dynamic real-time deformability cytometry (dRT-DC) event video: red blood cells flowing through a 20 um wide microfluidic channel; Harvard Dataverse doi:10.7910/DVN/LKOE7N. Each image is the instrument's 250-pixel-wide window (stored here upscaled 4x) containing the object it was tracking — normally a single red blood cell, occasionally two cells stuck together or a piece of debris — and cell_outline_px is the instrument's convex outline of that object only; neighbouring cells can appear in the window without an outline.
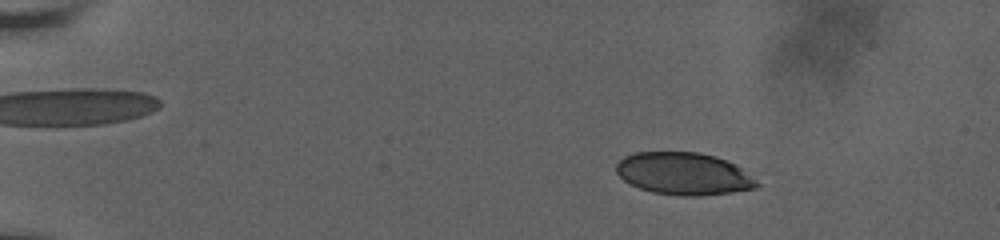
{"species": "human", "species_latin": "Homo sapiens", "temperature_condition": "room temperature", "stored_images_in_passage": 12, "camera_frame_rate_fps": 3000, "um_per_image_px": 0.085, "donor": {"sex": "male"}, "frame": {"image": 1, "passage_image": 4, "time_ms": 1.667, "image_size_px": [1000, 240], "cell_outline_px": [[760, 184], [756, 188], [732, 192], [700, 196], [684, 196], [652, 192], [640, 188], [624, 180], [616, 172], [616, 164], [624, 156], [636, 152], [700, 152], [716, 156], [736, 164]], "centroid_in_image_um": [58.12, 14.76], "position_along_channel_um": 26.9, "area_um2": 34.62}}
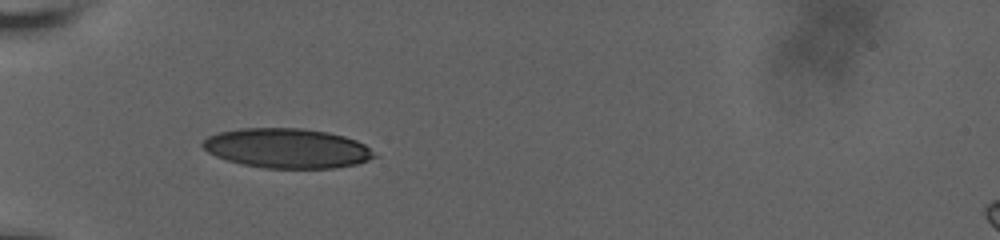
{"frame": {"image": 2, "passage_image": 10, "time_ms": 5.333, "image_size_px": [1000, 240], "cell_outline_px": [[380, 156], [356, 164], [332, 168], [264, 168], [240, 164], [216, 156], [208, 152], [200, 144], [208, 136], [216, 132], [240, 128], [304, 128], [328, 132], [344, 136], [356, 140], [364, 144]], "centroid_in_image_um": [24.4, 12.6], "position_along_channel_um": 60.6, "area_um2": 39.94}}
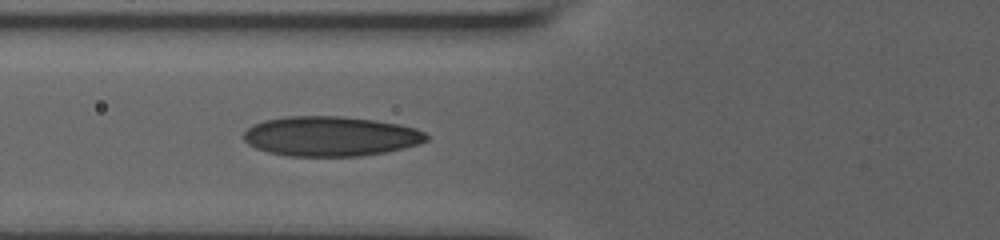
{"frame": {"image": 3, "passage_image": 12, "time_ms": 6.667, "image_size_px": [1000, 240], "cell_outline_px": [[428, 140], [420, 144], [404, 148], [384, 152], [360, 156], [288, 156], [268, 152], [256, 148], [248, 144], [244, 140], [244, 132], [252, 124], [264, 120], [288, 116], [340, 116], [372, 120], [400, 124], [416, 128], [424, 132], [428, 136]], "centroid_in_image_um": [28.1, 11.58], "position_along_channel_um": 97.7, "area_um2": 42.48}}